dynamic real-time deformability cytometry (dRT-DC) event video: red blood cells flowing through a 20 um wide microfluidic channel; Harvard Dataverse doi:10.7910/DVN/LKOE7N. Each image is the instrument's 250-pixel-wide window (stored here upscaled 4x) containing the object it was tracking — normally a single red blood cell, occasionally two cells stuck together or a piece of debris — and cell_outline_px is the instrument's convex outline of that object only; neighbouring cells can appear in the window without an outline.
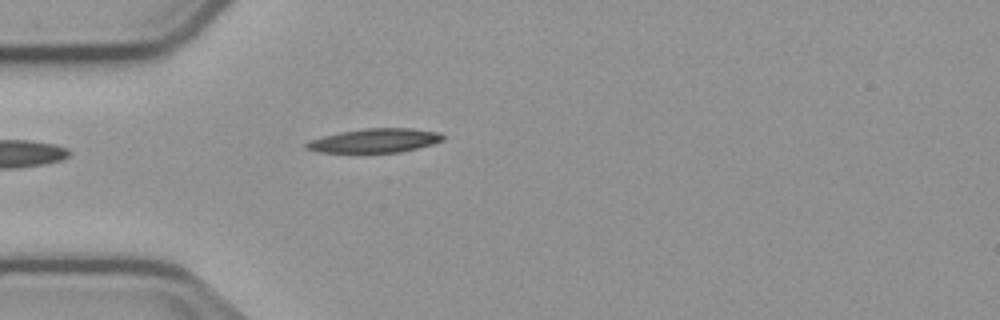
{"species": "common noctule bat (a hibernating species)", "species_latin": "Nyctalus noctula", "temperature_condition": "cold", "stored_images_in_passage": 1, "camera_frame_rate_fps": 3000, "um_per_image_px": 0.085, "animal": {"sex": "male", "body_mass_g": 23.1, "forearm_length_mm": 52.7}, "frame": {"image": 1, "passage_image": 1, "time_ms": 0.0, "image_size_px": [1000, 320], "cell_outline_px": [[444, 140], [432, 144], [400, 152], [316, 152], [304, 148], [304, 144], [308, 140], [340, 132], [364, 128], [412, 128], [440, 132], [444, 136]], "centroid_in_image_um": [31.84, 11.94], "position_along_channel_um": 53.2, "area_um2": 19.13}}